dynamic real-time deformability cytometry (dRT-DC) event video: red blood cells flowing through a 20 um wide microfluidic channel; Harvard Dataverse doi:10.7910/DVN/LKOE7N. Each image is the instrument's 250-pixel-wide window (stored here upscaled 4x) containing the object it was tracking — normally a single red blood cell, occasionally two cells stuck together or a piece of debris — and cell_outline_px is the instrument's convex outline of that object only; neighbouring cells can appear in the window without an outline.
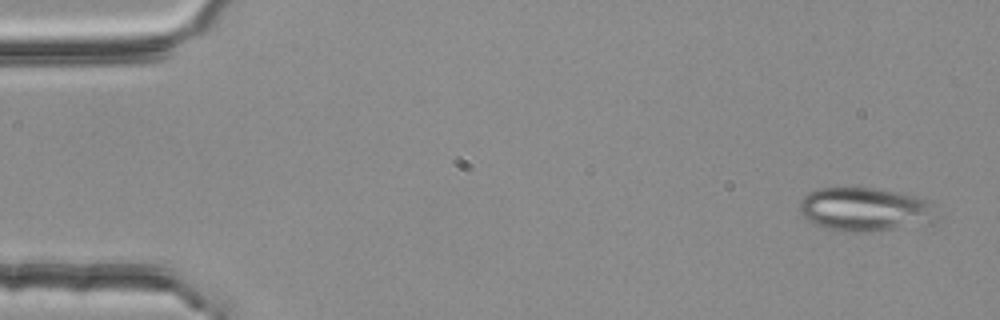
{"species": "common noctule bat (a hibernating species)", "species_latin": "Nyctalus noctula", "temperature_condition": "room temperature", "stored_images_in_passage": 5, "camera_frame_rate_fps": 3000, "um_per_image_px": 0.085, "animal": {"sex": "female", "body_mass_g": 25.1}, "frame": {"image": 1, "passage_image": 1, "time_ms": 0.0, "image_size_px": [1000, 320], "cell_outline_px": [[940, 220], [936, 224], [924, 232], [844, 232], [824, 228], [816, 224], [804, 216], [800, 212], [800, 200], [808, 192], [820, 188], [872, 188], [896, 192], [916, 196], [928, 200], [936, 204]], "centroid_in_image_um": [73.83, 17.9], "position_along_channel_um": 11.2, "area_um2": 37.45}}